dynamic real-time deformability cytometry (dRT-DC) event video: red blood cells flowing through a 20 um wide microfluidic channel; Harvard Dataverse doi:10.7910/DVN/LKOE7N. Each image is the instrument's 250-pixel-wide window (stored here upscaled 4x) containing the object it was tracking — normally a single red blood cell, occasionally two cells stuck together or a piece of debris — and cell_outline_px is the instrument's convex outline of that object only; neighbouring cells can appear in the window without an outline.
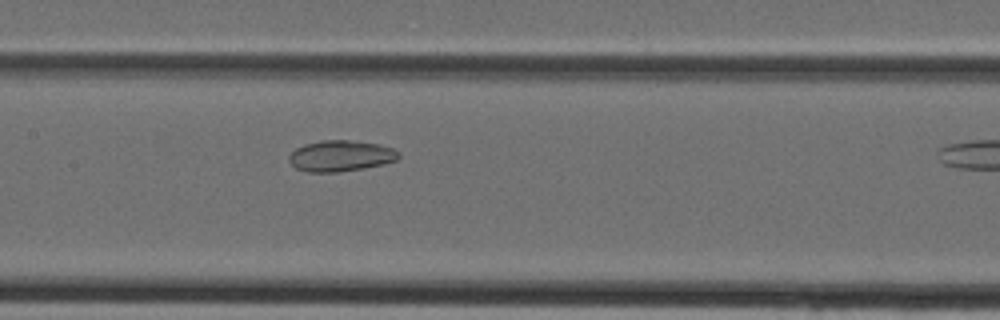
{"species": "Egyptian fruit bat (a non-hibernating species)", "species_latin": "Rousettus aegyptiacus", "temperature_condition": "cold", "stored_images_in_passage": 11, "camera_frame_rate_fps": 3000, "um_per_image_px": 0.085, "animal": {"sex": "female"}, "frame": {"image": 1, "passage_image": 10, "time_ms": 3.0, "image_size_px": [1000, 320], "cell_outline_px": [[400, 156], [396, 160], [384, 164], [364, 168], [336, 172], [308, 172], [296, 168], [288, 160], [288, 156], [296, 148], [304, 144], [320, 140], [348, 140], [380, 144], [392, 148], [400, 152]], "centroid_in_image_um": [28.96, 13.24], "position_along_channel_um": 178.4, "area_um2": 19.88}}